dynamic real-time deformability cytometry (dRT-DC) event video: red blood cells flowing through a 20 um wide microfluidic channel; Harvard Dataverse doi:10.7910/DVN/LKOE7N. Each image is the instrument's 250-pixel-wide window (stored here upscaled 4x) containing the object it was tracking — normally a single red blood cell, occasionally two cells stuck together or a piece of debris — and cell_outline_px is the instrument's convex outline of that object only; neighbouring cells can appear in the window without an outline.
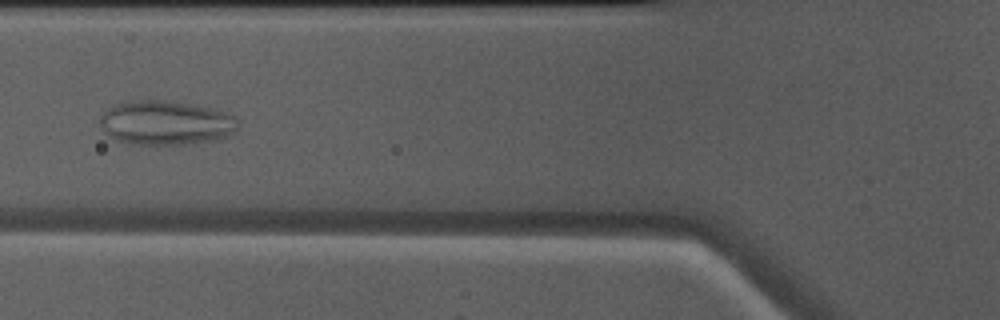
{"species": "Egyptian fruit bat (a non-hibernating species)", "species_latin": "Rousettus aegyptiacus", "temperature_condition": "warm", "stored_images_in_passage": 37, "camera_frame_rate_fps": 3000, "um_per_image_px": 0.085, "animal": {"sex": "male"}, "frame": {"image": 1, "passage_image": 6, "time_ms": 1.667, "image_size_px": [1000, 320], "cell_outline_px": [[240, 124], [228, 136], [216, 140], [188, 144], [132, 144], [116, 140], [108, 136], [104, 132], [100, 124], [100, 116], [108, 108], [124, 100], [172, 100], [212, 108], [236, 116], [240, 120]], "centroid_in_image_um": [14.1, 10.42], "position_along_channel_um": 111.7, "area_um2": 36.13}}